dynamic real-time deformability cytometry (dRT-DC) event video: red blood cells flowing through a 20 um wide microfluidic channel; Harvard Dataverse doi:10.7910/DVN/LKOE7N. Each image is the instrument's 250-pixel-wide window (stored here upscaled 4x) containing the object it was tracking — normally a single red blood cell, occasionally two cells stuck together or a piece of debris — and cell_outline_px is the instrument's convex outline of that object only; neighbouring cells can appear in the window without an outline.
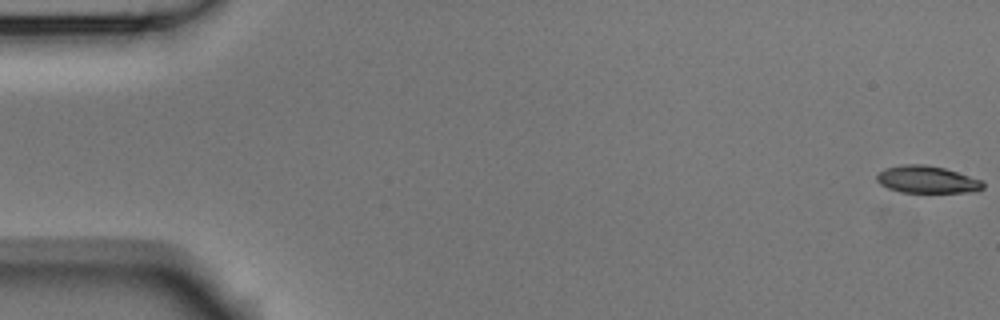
{"species": "Egyptian fruit bat (a non-hibernating species)", "species_latin": "Rousettus aegyptiacus", "temperature_condition": "room temperature", "stored_images_in_passage": 55, "segment_of_instrument_passage": [1, 2], "camera_frame_rate_fps": 3000, "um_per_image_px": 0.085, "animal": {"sex": "male"}, "frame": {"image": 1, "passage_image": 1, "time_ms": 0.0, "image_size_px": [1000, 320], "cell_outline_px": [[984, 188], [976, 192], [900, 192], [888, 188], [880, 184], [876, 180], [876, 176], [884, 168], [904, 164], [924, 164], [944, 168], [980, 180], [984, 184]], "centroid_in_image_um": [78.77, 15.26], "position_along_channel_um": 6.2, "area_um2": 16.76}}
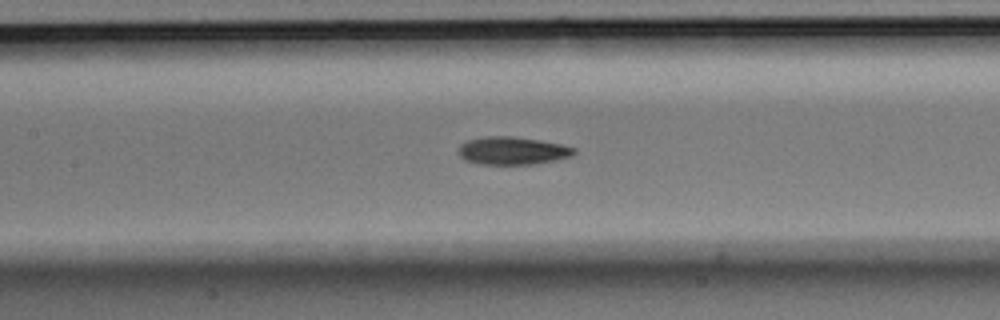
{"frame": {"image": 2, "passage_image": 25, "time_ms": 8.0, "image_size_px": [1000, 320], "cell_outline_px": [[576, 152], [572, 156], [556, 160], [532, 164], [480, 164], [464, 160], [460, 156], [460, 144], [468, 140], [484, 136], [512, 136], [540, 140], [560, 144], [576, 148]], "centroid_in_image_um": [43.57, 12.81], "position_along_channel_um": 163.8, "area_um2": 18.73}}
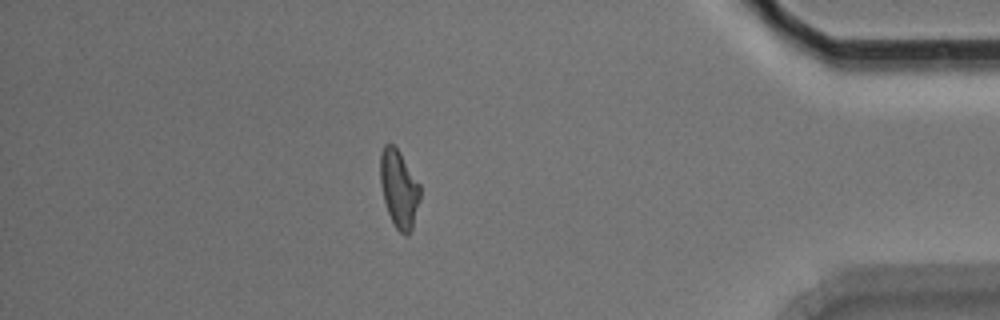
{"frame": {"image": 3, "passage_image": 47, "time_ms": 15.333, "image_size_px": [1000, 320], "cell_outline_px": [[420, 200], [412, 228], [408, 236], [404, 236], [396, 228], [388, 212], [384, 200], [380, 184], [380, 152], [384, 144], [392, 144], [400, 152], [420, 184]], "centroid_in_image_um": [33.91, 16.05], "position_along_channel_um": 401.3, "area_um2": 18.09}}